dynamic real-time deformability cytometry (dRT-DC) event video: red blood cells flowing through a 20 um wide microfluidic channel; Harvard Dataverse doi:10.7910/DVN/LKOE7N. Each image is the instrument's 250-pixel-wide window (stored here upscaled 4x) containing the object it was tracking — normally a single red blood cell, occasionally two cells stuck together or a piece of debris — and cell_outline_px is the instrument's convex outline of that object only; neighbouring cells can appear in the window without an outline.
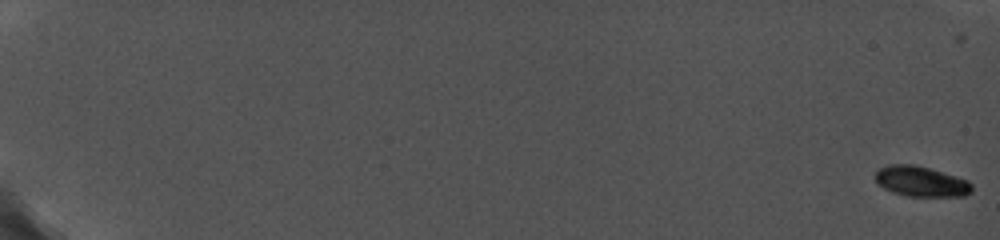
{"species": "common noctule bat (a hibernating species)", "species_latin": "Nyctalus noctula", "temperature_condition": "cold", "stored_images_in_passage": 14, "camera_frame_rate_fps": 5000, "um_per_image_px": 0.085, "animal": {"sex": "female", "body_mass_g": 19.0, "forearm_length_mm": 56.7}, "frame": {"image": 1, "passage_image": 1, "time_ms": 0.0, "image_size_px": [1000, 240], "cell_outline_px": [[972, 192], [964, 196], [904, 196], [892, 192], [876, 184], [876, 172], [880, 168], [888, 164], [916, 164], [956, 176], [968, 180], [972, 184]], "centroid_in_image_um": [78.28, 15.42], "position_along_channel_um": 6.7, "area_um2": 17.22}}